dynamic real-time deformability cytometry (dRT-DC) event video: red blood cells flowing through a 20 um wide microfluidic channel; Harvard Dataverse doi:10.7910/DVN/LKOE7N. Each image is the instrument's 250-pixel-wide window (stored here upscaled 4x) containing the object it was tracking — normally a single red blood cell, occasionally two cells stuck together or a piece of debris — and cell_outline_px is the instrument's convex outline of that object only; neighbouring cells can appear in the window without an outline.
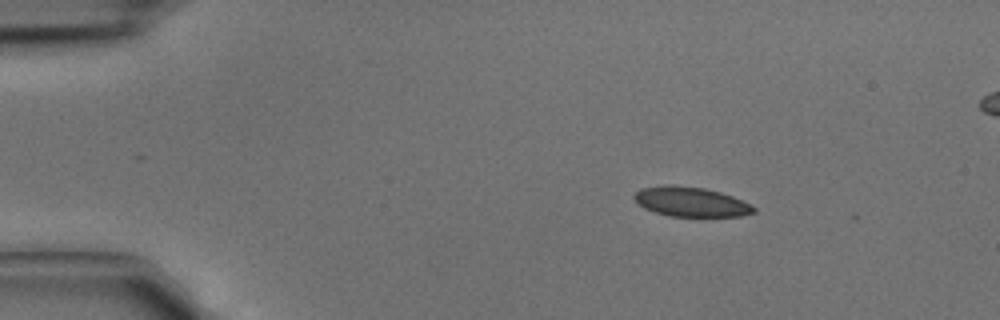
{"species": "common noctule bat (a hibernating species)", "species_latin": "Nyctalus noctula", "temperature_condition": "cold", "stored_images_in_passage": 7, "camera_frame_rate_fps": 3000, "um_per_image_px": 0.085, "animal": {"sex": "male", "body_mass_g": 15.6}, "frame": {"image": 1, "passage_image": 1, "time_ms": 0.0, "image_size_px": [1000, 320], "cell_outline_px": [[756, 212], [740, 216], [668, 216], [644, 208], [632, 196], [640, 188], [668, 184], [672, 184], [704, 188], [720, 192], [732, 196], [752, 204], [756, 208]], "centroid_in_image_um": [58.74, 17.14], "position_along_channel_um": 26.3, "area_um2": 20.69}}